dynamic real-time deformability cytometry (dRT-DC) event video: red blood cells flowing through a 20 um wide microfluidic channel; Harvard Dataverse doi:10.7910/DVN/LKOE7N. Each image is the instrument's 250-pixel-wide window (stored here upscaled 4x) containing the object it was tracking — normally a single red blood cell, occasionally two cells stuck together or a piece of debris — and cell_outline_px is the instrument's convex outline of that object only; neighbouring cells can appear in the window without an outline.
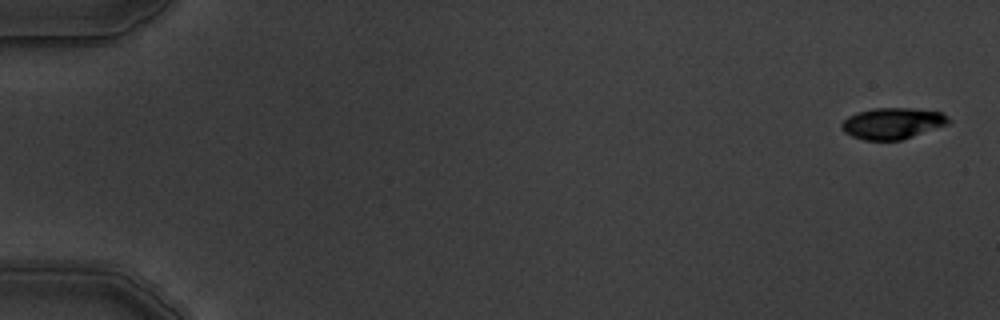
{"species": "common noctule bat (a hibernating species)", "species_latin": "Nyctalus noctula", "temperature_condition": "warm", "stored_images_in_passage": 5, "camera_frame_rate_fps": 3000, "um_per_image_px": 0.085, "animal": {"sex": "male", "body_mass_g": 19.5, "forearm_length_mm": 54.6}, "frame": {"image": 1, "passage_image": 1, "time_ms": 0.0, "image_size_px": [1000, 320], "cell_outline_px": [[952, 120], [948, 124], [900, 140], [864, 140], [852, 136], [844, 132], [840, 128], [840, 124], [848, 116], [856, 112], [872, 108], [912, 108], [940, 112], [948, 116]], "centroid_in_image_um": [75.83, 10.47], "position_along_channel_um": 9.2, "area_um2": 19.48}}
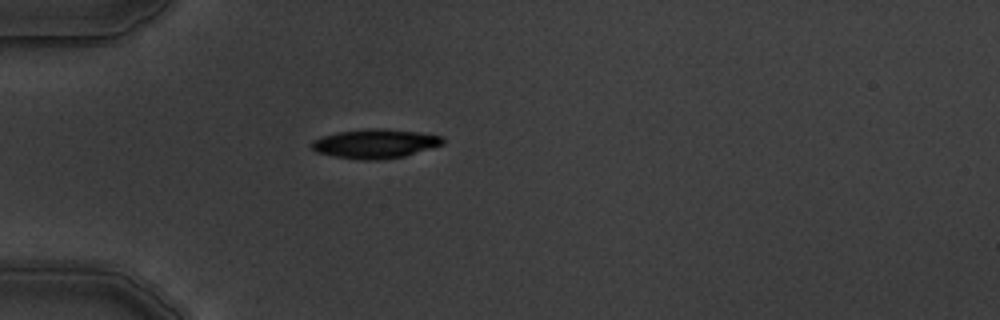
{"frame": {"image": 2, "passage_image": 5, "time_ms": 5.0, "image_size_px": [1000, 320], "cell_outline_px": [[444, 144], [404, 156], [376, 160], [364, 160], [332, 156], [316, 152], [312, 148], [312, 140], [320, 136], [336, 132], [368, 128], [384, 128], [416, 132], [440, 136], [444, 140]], "centroid_in_image_um": [31.84, 12.2], "position_along_channel_um": 53.2, "area_um2": 22.25}}